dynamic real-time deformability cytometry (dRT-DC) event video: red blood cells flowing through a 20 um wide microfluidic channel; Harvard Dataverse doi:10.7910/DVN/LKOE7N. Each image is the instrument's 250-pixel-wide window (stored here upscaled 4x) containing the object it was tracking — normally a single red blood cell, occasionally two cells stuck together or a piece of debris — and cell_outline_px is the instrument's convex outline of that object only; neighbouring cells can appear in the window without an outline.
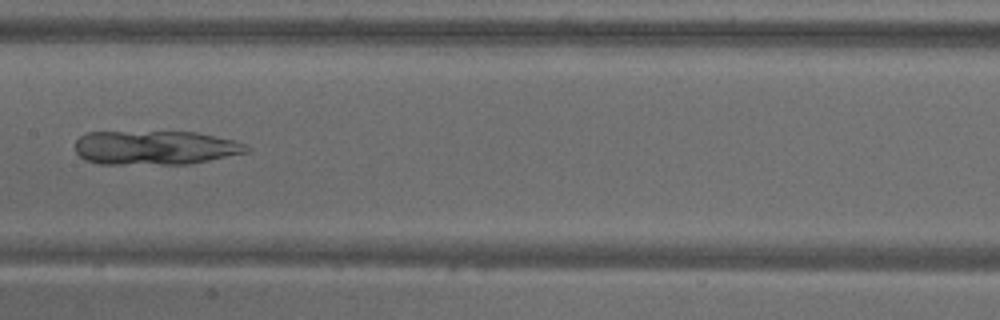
{"species": "common noctule bat (a hibernating species)", "species_latin": "Nyctalus noctula", "temperature_condition": "warm", "stored_images_in_passage": 36, "camera_frame_rate_fps": 3000, "um_per_image_px": 0.085, "animal": {"sex": "male", "body_mass_g": 18.8}, "frame": {"image": 1, "passage_image": 11, "time_ms": 3.333, "image_size_px": [1000, 320], "cell_outline_px": [[252, 148], [248, 152], [188, 164], [100, 164], [84, 160], [76, 152], [76, 140], [80, 136], [88, 132], [196, 132], [236, 140], [248, 144]], "centroid_in_image_um": [13.22, 12.55], "position_along_channel_um": 194.2, "area_um2": 34.28}}